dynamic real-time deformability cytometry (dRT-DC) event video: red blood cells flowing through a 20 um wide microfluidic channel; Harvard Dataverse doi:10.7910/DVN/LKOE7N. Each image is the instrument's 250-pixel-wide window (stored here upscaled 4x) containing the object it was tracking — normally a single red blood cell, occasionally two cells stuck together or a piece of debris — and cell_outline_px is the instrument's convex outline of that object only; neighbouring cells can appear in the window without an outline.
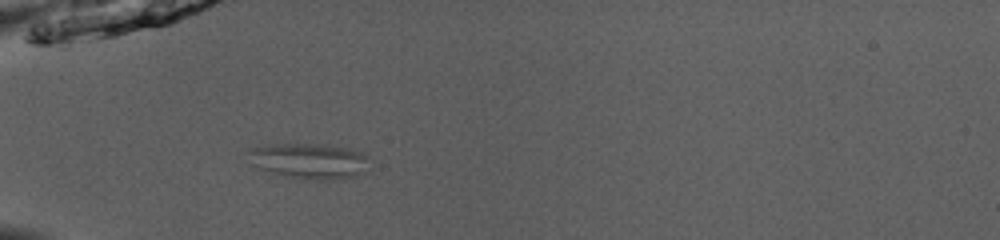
{"species": "common noctule bat (a hibernating species)", "species_latin": "Nyctalus noctula", "temperature_condition": "room temperature", "stored_images_in_passage": 36, "camera_frame_rate_fps": 3000, "um_per_image_px": 0.085, "animal": {"sex": "male", "body_mass_g": 13.0, "forearm_length_mm": 53.1}, "frame": {"image": 1, "passage_image": 1, "time_ms": 0.0, "image_size_px": [1000, 240], "cell_outline_px": [[368, 156], [356, 176], [328, 180], [312, 180], [276, 172], [264, 168], [248, 152], [248, 148], [268, 144], [324, 144], [352, 148], [364, 152]], "centroid_in_image_um": [26.37, 13.63], "position_along_channel_um": 58.6, "area_um2": 23.87}}
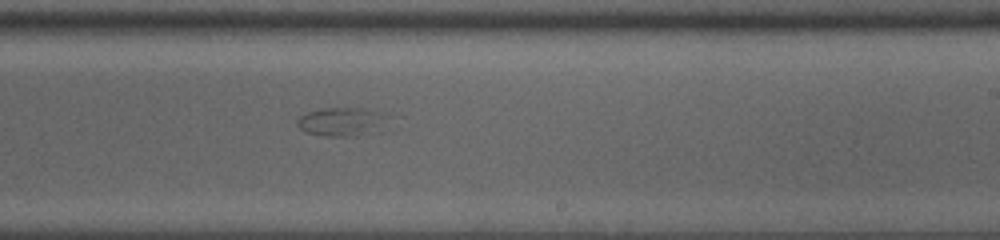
{"frame": {"image": 2, "passage_image": 17, "time_ms": 5.333, "image_size_px": [1000, 240], "cell_outline_px": [[392, 128], [384, 132], [356, 136], [324, 136], [304, 132], [296, 124], [296, 120], [300, 116], [308, 112], [320, 108], [360, 108], [388, 116], [392, 124]], "centroid_in_image_um": [29.19, 10.39], "position_along_channel_um": 259.8, "area_um2": 15.95}}
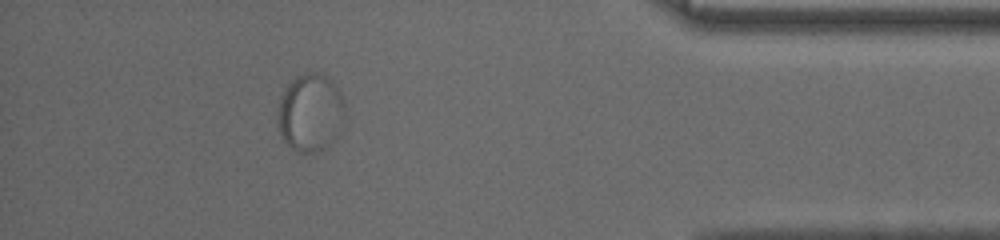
{"frame": {"image": 3, "passage_image": 31, "time_ms": 10.0, "image_size_px": [1000, 240], "cell_outline_px": [[344, 116], [336, 140], [328, 148], [320, 152], [300, 152], [292, 148], [284, 140], [280, 132], [276, 120], [280, 96], [288, 80], [296, 76], [308, 72], [320, 72], [332, 80], [340, 92], [344, 104]], "centroid_in_image_um": [26.37, 9.56], "position_along_channel_um": 408.8, "area_um2": 31.15}}